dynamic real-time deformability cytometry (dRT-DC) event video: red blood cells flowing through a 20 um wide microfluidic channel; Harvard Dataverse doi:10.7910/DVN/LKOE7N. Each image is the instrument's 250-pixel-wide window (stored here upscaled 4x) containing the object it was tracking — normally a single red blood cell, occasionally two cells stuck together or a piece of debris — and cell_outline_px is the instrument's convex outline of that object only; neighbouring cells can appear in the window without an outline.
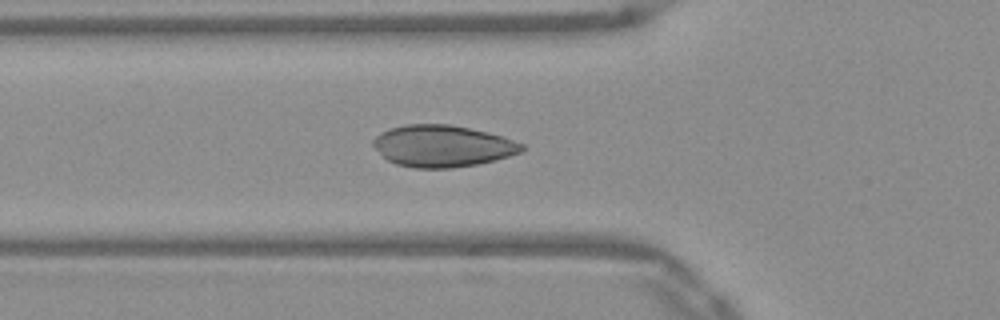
{"species": "Egyptian fruit bat (a non-hibernating species)", "species_latin": "Rousettus aegyptiacus", "temperature_condition": "warm", "stored_images_in_passage": 35, "camera_frame_rate_fps": 3000, "um_per_image_px": 0.085, "frame": {"image": 1, "passage_image": 2, "time_ms": 0.333, "image_size_px": [1000, 320], "cell_outline_px": [[524, 148], [520, 152], [508, 156], [476, 164], [452, 168], [416, 168], [396, 164], [388, 160], [372, 144], [372, 140], [376, 136], [392, 128], [408, 124], [448, 124], [468, 128], [504, 136], [524, 144]], "centroid_in_image_um": [37.62, 12.41], "position_along_channel_um": 88.2, "area_um2": 35.66}}
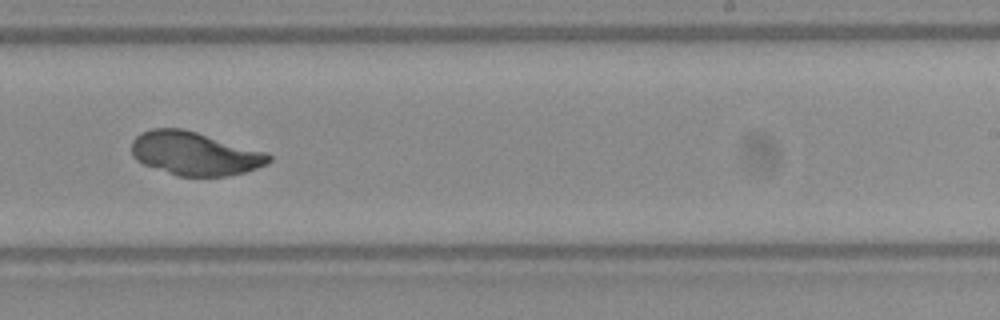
{"frame": {"image": 2, "passage_image": 16, "time_ms": 5.0, "image_size_px": [1000, 320], "cell_outline_px": [[272, 160], [268, 164], [244, 172], [224, 176], [176, 176], [144, 164], [136, 160], [132, 156], [132, 140], [140, 132], [152, 128], [184, 128], [268, 152], [272, 156]], "centroid_in_image_um": [16.56, 13.04], "position_along_channel_um": 272.4, "area_um2": 35.08}}
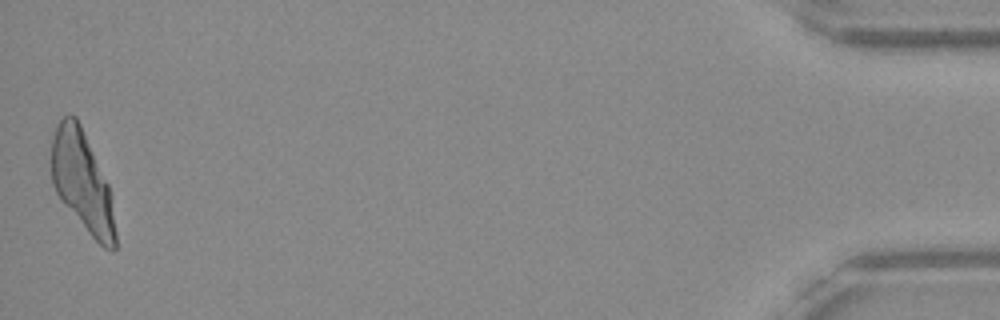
{"frame": {"image": 3, "passage_image": 35, "time_ms": 11.333, "image_size_px": [1000, 320], "cell_outline_px": [[116, 248], [112, 252], [104, 248], [88, 232], [60, 200], [52, 184], [48, 160], [52, 136], [56, 124], [68, 112], [76, 116], [80, 124], [108, 184], [116, 232]], "centroid_in_image_um": [6.92, 15.4], "position_along_channel_um": 428.3, "area_um2": 37.69}}